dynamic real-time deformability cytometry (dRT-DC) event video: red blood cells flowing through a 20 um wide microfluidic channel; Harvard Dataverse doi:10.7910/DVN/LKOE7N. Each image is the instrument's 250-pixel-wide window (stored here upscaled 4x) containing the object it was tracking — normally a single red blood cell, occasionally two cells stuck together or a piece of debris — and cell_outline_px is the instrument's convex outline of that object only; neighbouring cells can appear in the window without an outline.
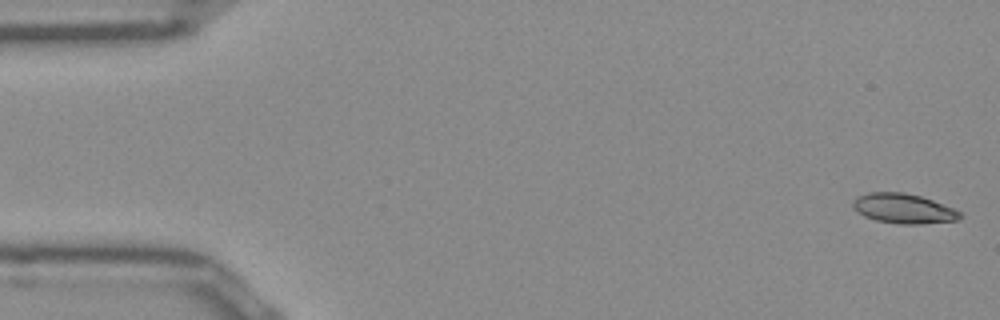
{"species": "Egyptian fruit bat (a non-hibernating species)", "species_latin": "Rousettus aegyptiacus", "temperature_condition": "room temperature", "stored_images_in_passage": 11, "camera_frame_rate_fps": 3000, "um_per_image_px": 0.085, "frame": {"image": 1, "passage_image": 1, "time_ms": 0.0, "image_size_px": [1000, 320], "cell_outline_px": [[964, 216], [960, 220], [920, 224], [900, 224], [876, 220], [864, 216], [856, 212], [852, 208], [852, 200], [868, 192], [904, 192], [920, 196], [956, 208]], "centroid_in_image_um": [76.82, 17.73], "position_along_channel_um": 8.2, "area_um2": 18.84}}